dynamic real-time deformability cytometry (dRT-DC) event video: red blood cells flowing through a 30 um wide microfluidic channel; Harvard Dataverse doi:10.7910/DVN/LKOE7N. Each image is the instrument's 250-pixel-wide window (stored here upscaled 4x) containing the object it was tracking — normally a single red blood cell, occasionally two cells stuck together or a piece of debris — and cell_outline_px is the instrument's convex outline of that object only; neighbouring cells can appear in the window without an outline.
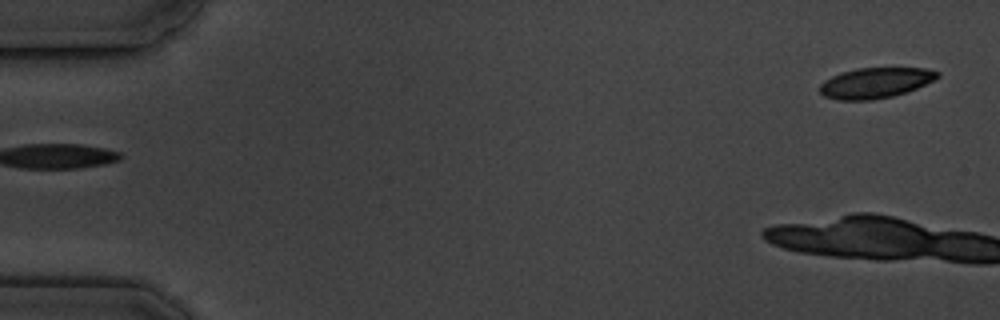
{"species": "common noctule bat (a hibernating species)", "species_latin": "Nyctalus noctula", "temperature_condition": "cold", "stored_images_in_passage": 5, "segment_of_instrument_passage": [2, 2], "camera_frame_rate_fps": 3000, "um_per_image_px": 0.085, "animal": {"sex": "male", "body_mass_g": 19.5, "forearm_length_mm": 54.6}, "frame": {"image": 1, "passage_image": 5, "time_ms": 5.667, "image_size_px": [1000, 320], "cell_outline_px": [[940, 76], [908, 92], [892, 96], [872, 100], [836, 100], [824, 96], [820, 92], [820, 84], [824, 80], [840, 72], [856, 68], [924, 68], [940, 72]], "centroid_in_image_um": [74.37, 7.04], "position_along_channel_um": 10.6, "area_um2": 20.92}}